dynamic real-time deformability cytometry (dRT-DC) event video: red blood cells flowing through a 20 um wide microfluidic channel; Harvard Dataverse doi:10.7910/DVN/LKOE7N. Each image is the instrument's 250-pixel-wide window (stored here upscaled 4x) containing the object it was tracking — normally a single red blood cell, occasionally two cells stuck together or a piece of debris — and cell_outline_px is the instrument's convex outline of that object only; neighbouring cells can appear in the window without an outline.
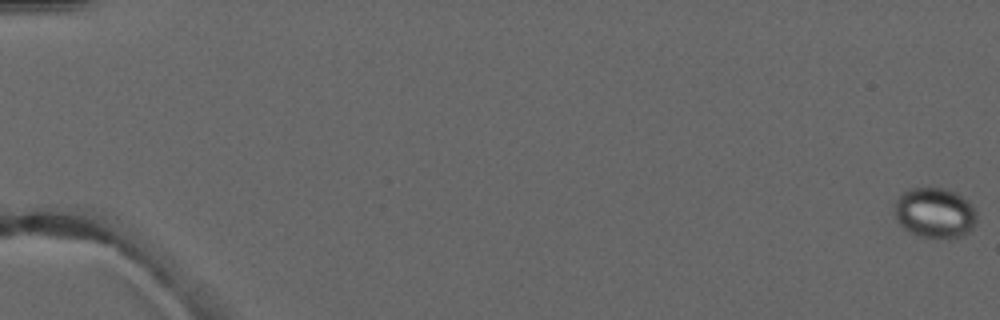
{"species": "common noctule bat (a hibernating species)", "species_latin": "Nyctalus noctula", "temperature_condition": "warm", "stored_images_in_passage": 6, "camera_frame_rate_fps": 3000, "um_per_image_px": 0.085, "animal": {"sex": "male", "forearm_length_mm": 52.5}, "frame": {"image": 1, "passage_image": 1, "time_ms": 0.0, "image_size_px": [1000, 320], "cell_outline_px": [[976, 224], [968, 232], [960, 236], [948, 240], [920, 236], [904, 228], [896, 220], [896, 200], [904, 192], [912, 188], [944, 188], [956, 192], [968, 200], [976, 212]], "centroid_in_image_um": [79.5, 18.11], "position_along_channel_um": 5.5, "area_um2": 24.1}}